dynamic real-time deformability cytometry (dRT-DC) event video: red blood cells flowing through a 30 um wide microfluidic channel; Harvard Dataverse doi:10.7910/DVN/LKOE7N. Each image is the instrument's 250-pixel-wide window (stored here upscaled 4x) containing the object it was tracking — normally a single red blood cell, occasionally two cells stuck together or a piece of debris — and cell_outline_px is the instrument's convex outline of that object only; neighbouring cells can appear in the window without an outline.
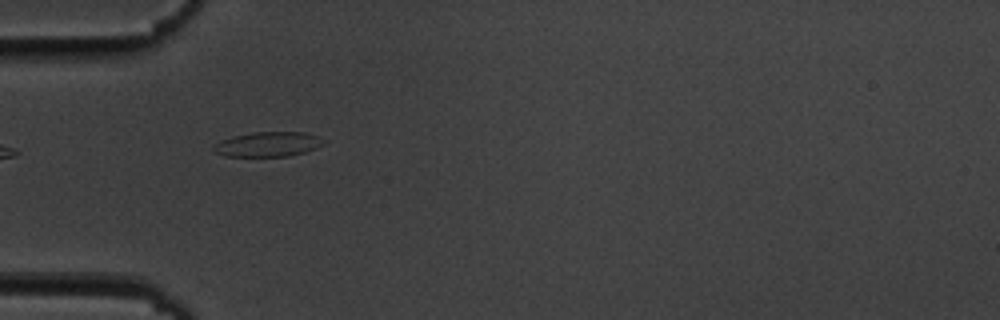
{"species": "common noctule bat (a hibernating species)", "species_latin": "Nyctalus noctula", "temperature_condition": "cold", "stored_images_in_passage": 24, "camera_frame_rate_fps": 3000, "um_per_image_px": 0.085, "animal": {"sex": "male", "body_mass_g": 19.5, "forearm_length_mm": 54.6}, "frame": {"image": 1, "passage_image": 1, "time_ms": 0.0, "image_size_px": [1000, 320], "cell_outline_px": [[328, 140], [324, 144], [316, 148], [304, 152], [288, 156], [224, 156], [212, 152], [212, 148], [220, 140], [232, 136], [252, 132], [304, 132]], "centroid_in_image_um": [22.77, 12.26], "position_along_channel_um": 62.2, "area_um2": 16.01}}
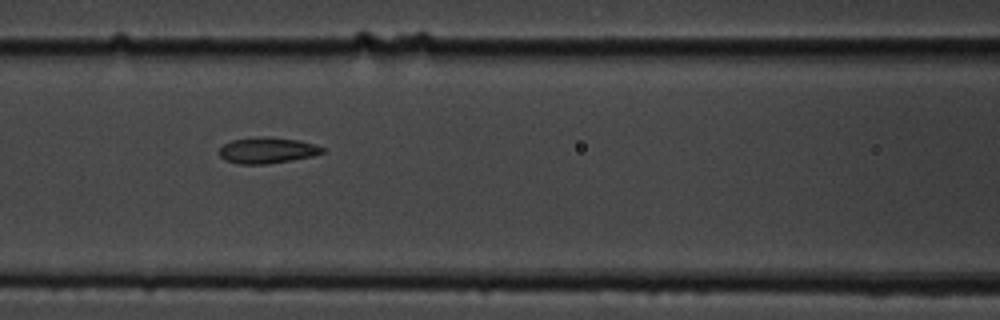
{"frame": {"image": 2, "passage_image": 8, "time_ms": 2.333, "image_size_px": [1000, 320], "cell_outline_px": [[324, 152], [312, 156], [264, 164], [240, 164], [224, 160], [220, 156], [220, 148], [224, 144], [232, 140], [260, 136], [264, 136], [300, 140], [324, 148]], "centroid_in_image_um": [22.68, 12.77], "position_along_channel_um": 143.9, "area_um2": 15.43}}
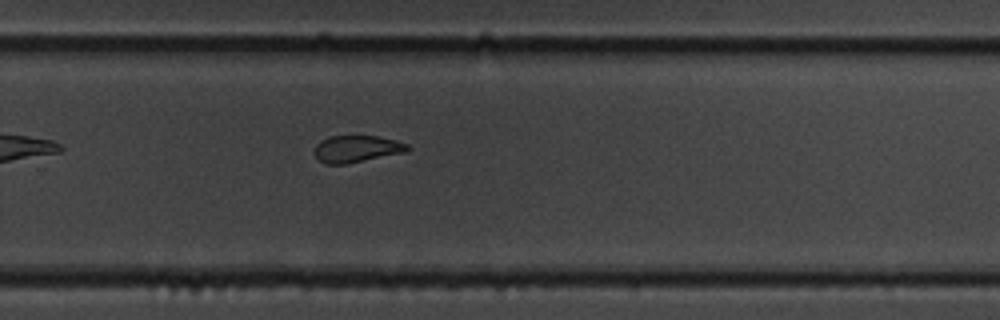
{"frame": {"image": 3, "passage_image": 21, "time_ms": 6.667, "image_size_px": [1000, 320], "cell_outline_px": [[412, 148], [408, 152], [344, 164], [324, 164], [316, 156], [316, 144], [320, 140], [328, 136], [376, 136], [396, 140], [408, 144]], "centroid_in_image_um": [30.36, 12.65], "position_along_channel_um": 299.4, "area_um2": 14.62}}